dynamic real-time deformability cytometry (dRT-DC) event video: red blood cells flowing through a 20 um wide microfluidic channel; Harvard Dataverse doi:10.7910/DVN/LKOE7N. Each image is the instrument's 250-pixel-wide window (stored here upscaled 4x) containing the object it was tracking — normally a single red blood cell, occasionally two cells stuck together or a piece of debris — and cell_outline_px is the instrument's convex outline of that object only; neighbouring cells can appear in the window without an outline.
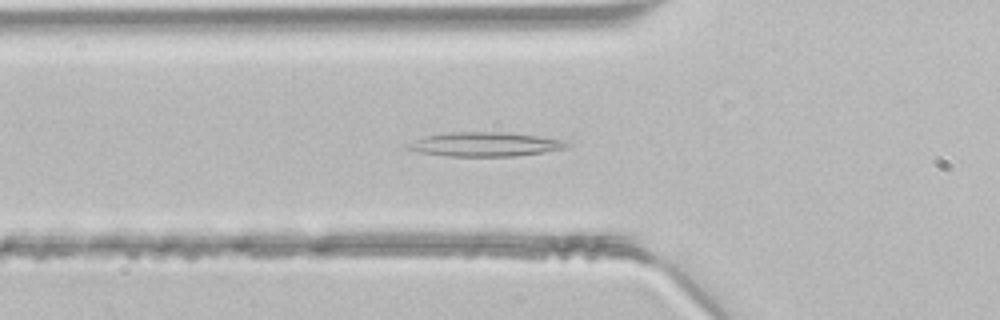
{"species": "common noctule bat (a hibernating species)", "species_latin": "Nyctalus noctula", "temperature_condition": "room temperature", "stored_images_in_passage": 46, "camera_frame_rate_fps": 3000, "um_per_image_px": 0.085, "animal": {"sex": "male", "body_mass_g": 21.5, "forearm_length_mm": 52.0}, "frame": {"image": 1, "passage_image": 15, "time_ms": 4.667, "image_size_px": [1000, 320], "cell_outline_px": [[572, 144], [568, 148], [544, 152], [516, 156], [448, 156], [416, 152], [404, 148], [404, 144], [424, 136], [448, 132], [504, 132], [536, 136], [564, 140]], "centroid_in_image_um": [41.18, 12.27], "position_along_channel_um": 84.6, "area_um2": 22.66}}
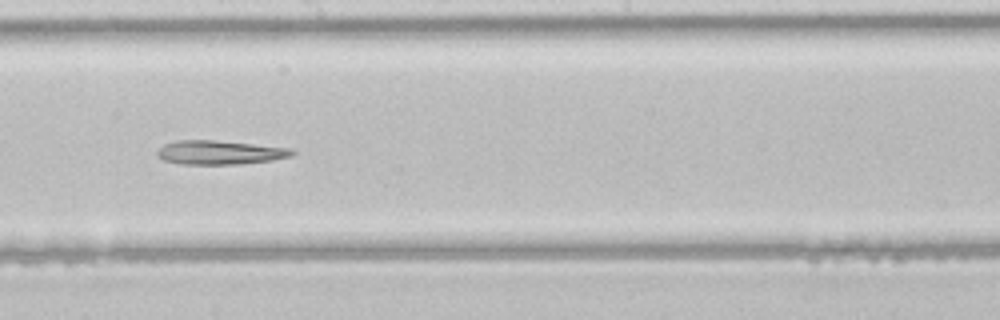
{"frame": {"image": 2, "passage_image": 25, "time_ms": 8.0, "image_size_px": [1000, 320], "cell_outline_px": [[296, 152], [292, 156], [272, 160], [240, 164], [180, 164], [164, 160], [156, 152], [164, 144], [176, 140], [212, 140], [292, 148]], "centroid_in_image_um": [18.7, 12.96], "position_along_channel_um": 229.5, "area_um2": 18.73}}
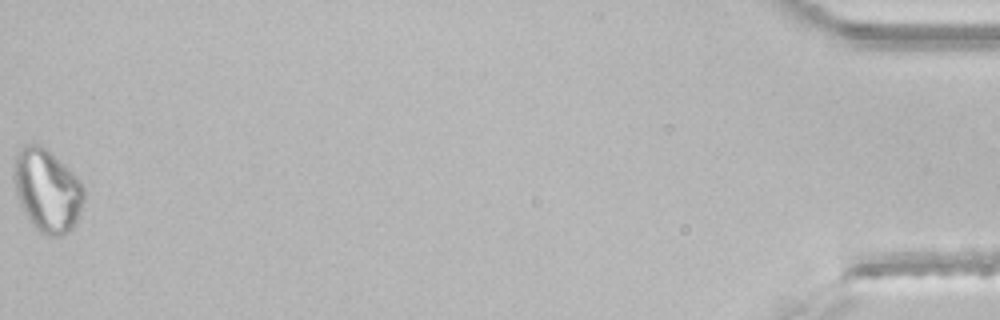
{"frame": {"image": 3, "passage_image": 46, "time_ms": 15.0, "image_size_px": [1000, 320], "cell_outline_px": [[84, 200], [76, 220], [72, 228], [64, 236], [48, 236], [40, 232], [32, 224], [16, 196], [16, 152], [24, 144], [40, 144], [72, 172], [80, 180], [84, 188]], "centroid_in_image_um": [4.04, 16.21], "position_along_channel_um": 431.2, "area_um2": 33.06}}